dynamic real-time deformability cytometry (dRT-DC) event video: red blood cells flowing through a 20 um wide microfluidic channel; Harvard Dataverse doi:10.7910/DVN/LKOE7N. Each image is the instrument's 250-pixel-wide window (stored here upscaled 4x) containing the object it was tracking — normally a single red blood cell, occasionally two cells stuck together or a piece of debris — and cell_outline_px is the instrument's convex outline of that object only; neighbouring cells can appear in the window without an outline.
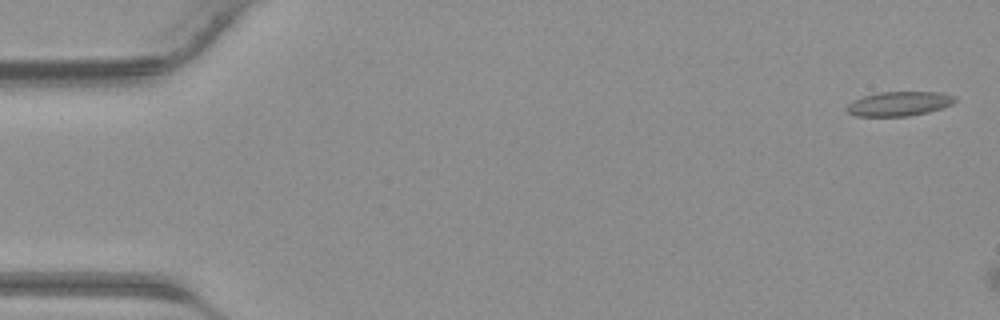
{"species": "common noctule bat (a hibernating species)", "species_latin": "Nyctalus noctula", "temperature_condition": "warm", "stored_images_in_passage": 4, "camera_frame_rate_fps": 3000, "um_per_image_px": 0.085, "animal": {"sex": "male", "body_mass_g": 23.1, "forearm_length_mm": 52.7}, "frame": {"image": 1, "passage_image": 1, "time_ms": 0.0, "image_size_px": [1000, 320], "cell_outline_px": [[956, 100], [952, 104], [944, 108], [928, 112], [908, 116], [856, 116], [848, 112], [844, 108], [852, 100], [864, 96], [880, 92], [944, 92], [956, 96]], "centroid_in_image_um": [76.45, 8.81], "position_along_channel_um": 8.6, "area_um2": 15.55}}